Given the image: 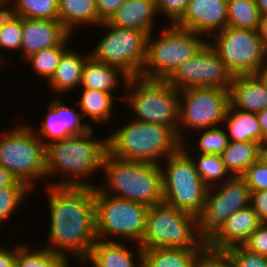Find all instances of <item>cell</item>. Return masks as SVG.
Wrapping results in <instances>:
<instances>
[{
	"label": "cell",
	"mask_w": 267,
	"mask_h": 267,
	"mask_svg": "<svg viewBox=\"0 0 267 267\" xmlns=\"http://www.w3.org/2000/svg\"><path fill=\"white\" fill-rule=\"evenodd\" d=\"M44 187L47 188L45 192L48 195L46 199L50 216L48 245L45 247L56 254L75 255L80 263V259L89 256L97 240L95 188L54 185Z\"/></svg>",
	"instance_id": "cell-1"
},
{
	"label": "cell",
	"mask_w": 267,
	"mask_h": 267,
	"mask_svg": "<svg viewBox=\"0 0 267 267\" xmlns=\"http://www.w3.org/2000/svg\"><path fill=\"white\" fill-rule=\"evenodd\" d=\"M93 134L92 128L83 135L58 140L46 146V179L50 178L51 182L45 185L97 187L88 182L87 178L93 172L102 173L103 159L107 152V138L96 140ZM58 173L63 175L60 181L53 180L52 175L57 176Z\"/></svg>",
	"instance_id": "cell-2"
},
{
	"label": "cell",
	"mask_w": 267,
	"mask_h": 267,
	"mask_svg": "<svg viewBox=\"0 0 267 267\" xmlns=\"http://www.w3.org/2000/svg\"><path fill=\"white\" fill-rule=\"evenodd\" d=\"M104 171V172H103ZM102 172L104 185L97 188L107 195L148 207L164 202L162 172L158 164L136 162L106 152Z\"/></svg>",
	"instance_id": "cell-3"
},
{
	"label": "cell",
	"mask_w": 267,
	"mask_h": 267,
	"mask_svg": "<svg viewBox=\"0 0 267 267\" xmlns=\"http://www.w3.org/2000/svg\"><path fill=\"white\" fill-rule=\"evenodd\" d=\"M125 124L105 136L107 151L119 158L160 165L181 148L177 133L169 126L133 119Z\"/></svg>",
	"instance_id": "cell-4"
},
{
	"label": "cell",
	"mask_w": 267,
	"mask_h": 267,
	"mask_svg": "<svg viewBox=\"0 0 267 267\" xmlns=\"http://www.w3.org/2000/svg\"><path fill=\"white\" fill-rule=\"evenodd\" d=\"M157 39L147 37L146 59L141 77L167 80L184 62L193 58L208 42L205 36L168 24ZM206 39V40H205Z\"/></svg>",
	"instance_id": "cell-5"
},
{
	"label": "cell",
	"mask_w": 267,
	"mask_h": 267,
	"mask_svg": "<svg viewBox=\"0 0 267 267\" xmlns=\"http://www.w3.org/2000/svg\"><path fill=\"white\" fill-rule=\"evenodd\" d=\"M124 88L127 94L120 100L135 113L133 120L169 126L178 135L179 90L167 80L141 76L129 78Z\"/></svg>",
	"instance_id": "cell-6"
},
{
	"label": "cell",
	"mask_w": 267,
	"mask_h": 267,
	"mask_svg": "<svg viewBox=\"0 0 267 267\" xmlns=\"http://www.w3.org/2000/svg\"><path fill=\"white\" fill-rule=\"evenodd\" d=\"M142 249L207 248L198 218L165 202L149 207Z\"/></svg>",
	"instance_id": "cell-7"
},
{
	"label": "cell",
	"mask_w": 267,
	"mask_h": 267,
	"mask_svg": "<svg viewBox=\"0 0 267 267\" xmlns=\"http://www.w3.org/2000/svg\"><path fill=\"white\" fill-rule=\"evenodd\" d=\"M31 127L19 123L3 133L0 138V166L35 190V181L46 178V145Z\"/></svg>",
	"instance_id": "cell-8"
},
{
	"label": "cell",
	"mask_w": 267,
	"mask_h": 267,
	"mask_svg": "<svg viewBox=\"0 0 267 267\" xmlns=\"http://www.w3.org/2000/svg\"><path fill=\"white\" fill-rule=\"evenodd\" d=\"M160 167L164 202L199 218L205 207L208 187L199 177L191 157L180 148L166 157Z\"/></svg>",
	"instance_id": "cell-9"
},
{
	"label": "cell",
	"mask_w": 267,
	"mask_h": 267,
	"mask_svg": "<svg viewBox=\"0 0 267 267\" xmlns=\"http://www.w3.org/2000/svg\"><path fill=\"white\" fill-rule=\"evenodd\" d=\"M149 207L127 199L103 194L95 188V229L97 239L139 244L146 229V217ZM118 238L116 239V237ZM109 237V238H107Z\"/></svg>",
	"instance_id": "cell-10"
},
{
	"label": "cell",
	"mask_w": 267,
	"mask_h": 267,
	"mask_svg": "<svg viewBox=\"0 0 267 267\" xmlns=\"http://www.w3.org/2000/svg\"><path fill=\"white\" fill-rule=\"evenodd\" d=\"M99 26L107 33L90 50V56L119 68L128 78L140 76L146 59L148 35L144 31L112 26L106 21Z\"/></svg>",
	"instance_id": "cell-11"
},
{
	"label": "cell",
	"mask_w": 267,
	"mask_h": 267,
	"mask_svg": "<svg viewBox=\"0 0 267 267\" xmlns=\"http://www.w3.org/2000/svg\"><path fill=\"white\" fill-rule=\"evenodd\" d=\"M229 105V90L207 87L179 90V140L190 143L182 134L185 128L197 135L198 130L223 125Z\"/></svg>",
	"instance_id": "cell-12"
},
{
	"label": "cell",
	"mask_w": 267,
	"mask_h": 267,
	"mask_svg": "<svg viewBox=\"0 0 267 267\" xmlns=\"http://www.w3.org/2000/svg\"><path fill=\"white\" fill-rule=\"evenodd\" d=\"M210 38L208 43L233 76L256 74L267 60L266 50L255 30L227 26Z\"/></svg>",
	"instance_id": "cell-13"
},
{
	"label": "cell",
	"mask_w": 267,
	"mask_h": 267,
	"mask_svg": "<svg viewBox=\"0 0 267 267\" xmlns=\"http://www.w3.org/2000/svg\"><path fill=\"white\" fill-rule=\"evenodd\" d=\"M251 190L242 176H232L208 188L203 213L198 218L201 236L207 240L233 213L248 207Z\"/></svg>",
	"instance_id": "cell-14"
},
{
	"label": "cell",
	"mask_w": 267,
	"mask_h": 267,
	"mask_svg": "<svg viewBox=\"0 0 267 267\" xmlns=\"http://www.w3.org/2000/svg\"><path fill=\"white\" fill-rule=\"evenodd\" d=\"M233 77L222 58L207 42L193 58L181 64L167 81L176 90L206 87L229 90Z\"/></svg>",
	"instance_id": "cell-15"
},
{
	"label": "cell",
	"mask_w": 267,
	"mask_h": 267,
	"mask_svg": "<svg viewBox=\"0 0 267 267\" xmlns=\"http://www.w3.org/2000/svg\"><path fill=\"white\" fill-rule=\"evenodd\" d=\"M61 98L58 96L50 100L45 118H42L41 127L37 131L34 129L37 137L46 146L58 140L83 135L93 128L92 124L82 121L80 110L76 111L75 108L66 105Z\"/></svg>",
	"instance_id": "cell-16"
},
{
	"label": "cell",
	"mask_w": 267,
	"mask_h": 267,
	"mask_svg": "<svg viewBox=\"0 0 267 267\" xmlns=\"http://www.w3.org/2000/svg\"><path fill=\"white\" fill-rule=\"evenodd\" d=\"M228 0H189L184 15L175 23L206 38L227 27Z\"/></svg>",
	"instance_id": "cell-17"
},
{
	"label": "cell",
	"mask_w": 267,
	"mask_h": 267,
	"mask_svg": "<svg viewBox=\"0 0 267 267\" xmlns=\"http://www.w3.org/2000/svg\"><path fill=\"white\" fill-rule=\"evenodd\" d=\"M261 224L250 205L236 211L206 240L207 252L223 253L233 246L243 245Z\"/></svg>",
	"instance_id": "cell-18"
},
{
	"label": "cell",
	"mask_w": 267,
	"mask_h": 267,
	"mask_svg": "<svg viewBox=\"0 0 267 267\" xmlns=\"http://www.w3.org/2000/svg\"><path fill=\"white\" fill-rule=\"evenodd\" d=\"M70 34L59 20L23 18L21 58L59 46Z\"/></svg>",
	"instance_id": "cell-19"
},
{
	"label": "cell",
	"mask_w": 267,
	"mask_h": 267,
	"mask_svg": "<svg viewBox=\"0 0 267 267\" xmlns=\"http://www.w3.org/2000/svg\"><path fill=\"white\" fill-rule=\"evenodd\" d=\"M121 241H104L97 239L92 246L88 257L80 259V264L92 267H143V249L136 244L137 257L139 261H135L134 250H130ZM138 265V266H137Z\"/></svg>",
	"instance_id": "cell-20"
},
{
	"label": "cell",
	"mask_w": 267,
	"mask_h": 267,
	"mask_svg": "<svg viewBox=\"0 0 267 267\" xmlns=\"http://www.w3.org/2000/svg\"><path fill=\"white\" fill-rule=\"evenodd\" d=\"M155 15H159L156 0H126L106 22L119 28L144 31L150 35L155 30Z\"/></svg>",
	"instance_id": "cell-21"
},
{
	"label": "cell",
	"mask_w": 267,
	"mask_h": 267,
	"mask_svg": "<svg viewBox=\"0 0 267 267\" xmlns=\"http://www.w3.org/2000/svg\"><path fill=\"white\" fill-rule=\"evenodd\" d=\"M229 103L232 108L257 113L267 108V88L256 74L234 76Z\"/></svg>",
	"instance_id": "cell-22"
},
{
	"label": "cell",
	"mask_w": 267,
	"mask_h": 267,
	"mask_svg": "<svg viewBox=\"0 0 267 267\" xmlns=\"http://www.w3.org/2000/svg\"><path fill=\"white\" fill-rule=\"evenodd\" d=\"M90 57V53L82 54L73 48H69L61 57L54 75L47 82L54 94L59 96L76 90L81 85L82 69L85 61Z\"/></svg>",
	"instance_id": "cell-23"
},
{
	"label": "cell",
	"mask_w": 267,
	"mask_h": 267,
	"mask_svg": "<svg viewBox=\"0 0 267 267\" xmlns=\"http://www.w3.org/2000/svg\"><path fill=\"white\" fill-rule=\"evenodd\" d=\"M128 79L119 68L99 62L90 56L82 69L80 88L108 92L116 97L114 94L116 89L119 88V85L120 87L122 84L125 86Z\"/></svg>",
	"instance_id": "cell-24"
},
{
	"label": "cell",
	"mask_w": 267,
	"mask_h": 267,
	"mask_svg": "<svg viewBox=\"0 0 267 267\" xmlns=\"http://www.w3.org/2000/svg\"><path fill=\"white\" fill-rule=\"evenodd\" d=\"M207 248L143 249V267H197Z\"/></svg>",
	"instance_id": "cell-25"
},
{
	"label": "cell",
	"mask_w": 267,
	"mask_h": 267,
	"mask_svg": "<svg viewBox=\"0 0 267 267\" xmlns=\"http://www.w3.org/2000/svg\"><path fill=\"white\" fill-rule=\"evenodd\" d=\"M223 123L230 141L256 142L259 145L267 141L262 135L256 112L241 111L229 105Z\"/></svg>",
	"instance_id": "cell-26"
},
{
	"label": "cell",
	"mask_w": 267,
	"mask_h": 267,
	"mask_svg": "<svg viewBox=\"0 0 267 267\" xmlns=\"http://www.w3.org/2000/svg\"><path fill=\"white\" fill-rule=\"evenodd\" d=\"M58 20L71 34L79 26L99 27L103 22L96 0H58Z\"/></svg>",
	"instance_id": "cell-27"
},
{
	"label": "cell",
	"mask_w": 267,
	"mask_h": 267,
	"mask_svg": "<svg viewBox=\"0 0 267 267\" xmlns=\"http://www.w3.org/2000/svg\"><path fill=\"white\" fill-rule=\"evenodd\" d=\"M82 93L76 102L77 108L81 111L83 118L88 117L95 123L109 122L115 106V97L108 92L92 89H81Z\"/></svg>",
	"instance_id": "cell-28"
},
{
	"label": "cell",
	"mask_w": 267,
	"mask_h": 267,
	"mask_svg": "<svg viewBox=\"0 0 267 267\" xmlns=\"http://www.w3.org/2000/svg\"><path fill=\"white\" fill-rule=\"evenodd\" d=\"M259 150L260 145L256 142L229 141L220 156L232 176H242L259 159Z\"/></svg>",
	"instance_id": "cell-29"
},
{
	"label": "cell",
	"mask_w": 267,
	"mask_h": 267,
	"mask_svg": "<svg viewBox=\"0 0 267 267\" xmlns=\"http://www.w3.org/2000/svg\"><path fill=\"white\" fill-rule=\"evenodd\" d=\"M181 148L194 161L199 177L208 188L222 184L232 177L230 172L226 169L220 155L199 153L193 155L194 152L191 154V152L188 151V145L185 144V142H181Z\"/></svg>",
	"instance_id": "cell-30"
},
{
	"label": "cell",
	"mask_w": 267,
	"mask_h": 267,
	"mask_svg": "<svg viewBox=\"0 0 267 267\" xmlns=\"http://www.w3.org/2000/svg\"><path fill=\"white\" fill-rule=\"evenodd\" d=\"M227 26L258 30L261 14L255 0H228Z\"/></svg>",
	"instance_id": "cell-31"
},
{
	"label": "cell",
	"mask_w": 267,
	"mask_h": 267,
	"mask_svg": "<svg viewBox=\"0 0 267 267\" xmlns=\"http://www.w3.org/2000/svg\"><path fill=\"white\" fill-rule=\"evenodd\" d=\"M21 18L58 20V0H3ZM13 4V6H12Z\"/></svg>",
	"instance_id": "cell-32"
},
{
	"label": "cell",
	"mask_w": 267,
	"mask_h": 267,
	"mask_svg": "<svg viewBox=\"0 0 267 267\" xmlns=\"http://www.w3.org/2000/svg\"><path fill=\"white\" fill-rule=\"evenodd\" d=\"M73 34H70L59 46L43 49L37 53L32 54L24 60V62L30 63L33 73L45 78V81H49L54 75L56 68L60 62L62 55L69 49V38Z\"/></svg>",
	"instance_id": "cell-33"
},
{
	"label": "cell",
	"mask_w": 267,
	"mask_h": 267,
	"mask_svg": "<svg viewBox=\"0 0 267 267\" xmlns=\"http://www.w3.org/2000/svg\"><path fill=\"white\" fill-rule=\"evenodd\" d=\"M23 18L14 15L3 1V20L0 27V49L19 51L22 42Z\"/></svg>",
	"instance_id": "cell-34"
},
{
	"label": "cell",
	"mask_w": 267,
	"mask_h": 267,
	"mask_svg": "<svg viewBox=\"0 0 267 267\" xmlns=\"http://www.w3.org/2000/svg\"><path fill=\"white\" fill-rule=\"evenodd\" d=\"M30 192L32 189L19 180L13 186L0 188V225L11 218Z\"/></svg>",
	"instance_id": "cell-35"
},
{
	"label": "cell",
	"mask_w": 267,
	"mask_h": 267,
	"mask_svg": "<svg viewBox=\"0 0 267 267\" xmlns=\"http://www.w3.org/2000/svg\"><path fill=\"white\" fill-rule=\"evenodd\" d=\"M200 133L196 144L199 154H217L220 155L229 144V138L222 125L219 127L198 130ZM201 134V135H200Z\"/></svg>",
	"instance_id": "cell-36"
},
{
	"label": "cell",
	"mask_w": 267,
	"mask_h": 267,
	"mask_svg": "<svg viewBox=\"0 0 267 267\" xmlns=\"http://www.w3.org/2000/svg\"><path fill=\"white\" fill-rule=\"evenodd\" d=\"M26 244L17 245L16 267H47L48 263L57 255L46 247L33 250ZM33 250V251H32Z\"/></svg>",
	"instance_id": "cell-37"
},
{
	"label": "cell",
	"mask_w": 267,
	"mask_h": 267,
	"mask_svg": "<svg viewBox=\"0 0 267 267\" xmlns=\"http://www.w3.org/2000/svg\"><path fill=\"white\" fill-rule=\"evenodd\" d=\"M222 254L233 267H267L265 255L248 250L243 245L233 246Z\"/></svg>",
	"instance_id": "cell-38"
},
{
	"label": "cell",
	"mask_w": 267,
	"mask_h": 267,
	"mask_svg": "<svg viewBox=\"0 0 267 267\" xmlns=\"http://www.w3.org/2000/svg\"><path fill=\"white\" fill-rule=\"evenodd\" d=\"M242 177L251 192L267 189V165L259 159L247 168Z\"/></svg>",
	"instance_id": "cell-39"
},
{
	"label": "cell",
	"mask_w": 267,
	"mask_h": 267,
	"mask_svg": "<svg viewBox=\"0 0 267 267\" xmlns=\"http://www.w3.org/2000/svg\"><path fill=\"white\" fill-rule=\"evenodd\" d=\"M189 0H156L157 12L175 24L186 12Z\"/></svg>",
	"instance_id": "cell-40"
},
{
	"label": "cell",
	"mask_w": 267,
	"mask_h": 267,
	"mask_svg": "<svg viewBox=\"0 0 267 267\" xmlns=\"http://www.w3.org/2000/svg\"><path fill=\"white\" fill-rule=\"evenodd\" d=\"M248 250L261 255L267 254V223H262L243 243Z\"/></svg>",
	"instance_id": "cell-41"
},
{
	"label": "cell",
	"mask_w": 267,
	"mask_h": 267,
	"mask_svg": "<svg viewBox=\"0 0 267 267\" xmlns=\"http://www.w3.org/2000/svg\"><path fill=\"white\" fill-rule=\"evenodd\" d=\"M250 206L262 223H267V189L251 192Z\"/></svg>",
	"instance_id": "cell-42"
},
{
	"label": "cell",
	"mask_w": 267,
	"mask_h": 267,
	"mask_svg": "<svg viewBox=\"0 0 267 267\" xmlns=\"http://www.w3.org/2000/svg\"><path fill=\"white\" fill-rule=\"evenodd\" d=\"M126 0H96L99 18L104 22L125 2Z\"/></svg>",
	"instance_id": "cell-43"
},
{
	"label": "cell",
	"mask_w": 267,
	"mask_h": 267,
	"mask_svg": "<svg viewBox=\"0 0 267 267\" xmlns=\"http://www.w3.org/2000/svg\"><path fill=\"white\" fill-rule=\"evenodd\" d=\"M197 267H233L222 253L206 252Z\"/></svg>",
	"instance_id": "cell-44"
},
{
	"label": "cell",
	"mask_w": 267,
	"mask_h": 267,
	"mask_svg": "<svg viewBox=\"0 0 267 267\" xmlns=\"http://www.w3.org/2000/svg\"><path fill=\"white\" fill-rule=\"evenodd\" d=\"M17 246L12 250L0 245V267H16Z\"/></svg>",
	"instance_id": "cell-45"
},
{
	"label": "cell",
	"mask_w": 267,
	"mask_h": 267,
	"mask_svg": "<svg viewBox=\"0 0 267 267\" xmlns=\"http://www.w3.org/2000/svg\"><path fill=\"white\" fill-rule=\"evenodd\" d=\"M17 181L16 177L0 166V188L13 186Z\"/></svg>",
	"instance_id": "cell-46"
},
{
	"label": "cell",
	"mask_w": 267,
	"mask_h": 267,
	"mask_svg": "<svg viewBox=\"0 0 267 267\" xmlns=\"http://www.w3.org/2000/svg\"><path fill=\"white\" fill-rule=\"evenodd\" d=\"M259 38L262 42L263 48L267 53V15L261 16L259 27L257 30Z\"/></svg>",
	"instance_id": "cell-47"
},
{
	"label": "cell",
	"mask_w": 267,
	"mask_h": 267,
	"mask_svg": "<svg viewBox=\"0 0 267 267\" xmlns=\"http://www.w3.org/2000/svg\"><path fill=\"white\" fill-rule=\"evenodd\" d=\"M68 256L66 254L60 255L57 254L47 265V267H70L68 260Z\"/></svg>",
	"instance_id": "cell-48"
},
{
	"label": "cell",
	"mask_w": 267,
	"mask_h": 267,
	"mask_svg": "<svg viewBox=\"0 0 267 267\" xmlns=\"http://www.w3.org/2000/svg\"><path fill=\"white\" fill-rule=\"evenodd\" d=\"M261 130L262 135L267 139V108L256 113Z\"/></svg>",
	"instance_id": "cell-49"
},
{
	"label": "cell",
	"mask_w": 267,
	"mask_h": 267,
	"mask_svg": "<svg viewBox=\"0 0 267 267\" xmlns=\"http://www.w3.org/2000/svg\"><path fill=\"white\" fill-rule=\"evenodd\" d=\"M256 75L260 78V80L267 88V60L265 61L264 65L257 71Z\"/></svg>",
	"instance_id": "cell-50"
},
{
	"label": "cell",
	"mask_w": 267,
	"mask_h": 267,
	"mask_svg": "<svg viewBox=\"0 0 267 267\" xmlns=\"http://www.w3.org/2000/svg\"><path fill=\"white\" fill-rule=\"evenodd\" d=\"M259 160L267 165V141L260 145Z\"/></svg>",
	"instance_id": "cell-51"
},
{
	"label": "cell",
	"mask_w": 267,
	"mask_h": 267,
	"mask_svg": "<svg viewBox=\"0 0 267 267\" xmlns=\"http://www.w3.org/2000/svg\"><path fill=\"white\" fill-rule=\"evenodd\" d=\"M261 16L267 15V0H255Z\"/></svg>",
	"instance_id": "cell-52"
},
{
	"label": "cell",
	"mask_w": 267,
	"mask_h": 267,
	"mask_svg": "<svg viewBox=\"0 0 267 267\" xmlns=\"http://www.w3.org/2000/svg\"><path fill=\"white\" fill-rule=\"evenodd\" d=\"M3 20V0H0V27ZM6 60L4 61V56L0 52V65L5 64Z\"/></svg>",
	"instance_id": "cell-53"
}]
</instances>
